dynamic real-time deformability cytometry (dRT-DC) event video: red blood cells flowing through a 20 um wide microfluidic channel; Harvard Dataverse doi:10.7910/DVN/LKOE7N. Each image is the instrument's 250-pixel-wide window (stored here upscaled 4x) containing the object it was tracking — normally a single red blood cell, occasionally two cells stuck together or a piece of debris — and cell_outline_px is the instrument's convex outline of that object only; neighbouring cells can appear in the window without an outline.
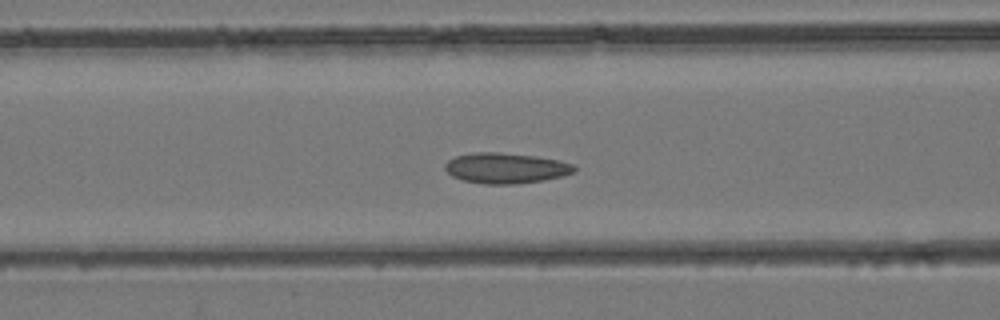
{"species": "common noctule bat (a hibernating species)", "species_latin": "Nyctalus noctula", "temperature_condition": "room temperature", "stored_images_in_passage": 43, "camera_frame_rate_fps": 3000, "um_per_image_px": 0.085, "animal": {"sex": "female", "body_mass_g": 24.6, "forearm_length_mm": 56.2}, "frame": {"image": 1, "passage_image": 17, "time_ms": 5.333, "image_size_px": [1000, 320], "cell_outline_px": [[576, 172], [544, 180], [512, 184], [484, 184], [464, 180], [452, 176], [444, 168], [444, 164], [448, 160], [456, 156], [472, 152], [500, 152], [536, 156], [556, 160], [572, 164], [576, 168]], "centroid_in_image_um": [42.96, 14.28], "position_along_channel_um": 123.6, "area_um2": 22.89}}
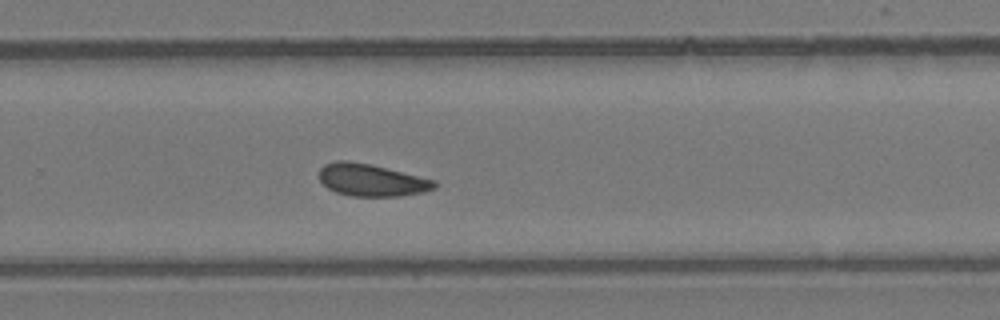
{"frame": {"image": 2, "passage_image": 28, "time_ms": 9.0, "image_size_px": [1000, 320], "cell_outline_px": [[436, 188], [424, 192], [400, 196], [348, 196], [336, 192], [328, 188], [320, 180], [320, 168], [324, 164], [336, 160], [348, 160], [368, 164], [436, 180]], "centroid_in_image_um": [31.57, 15.31], "position_along_channel_um": 298.2, "area_um2": 21.56}}
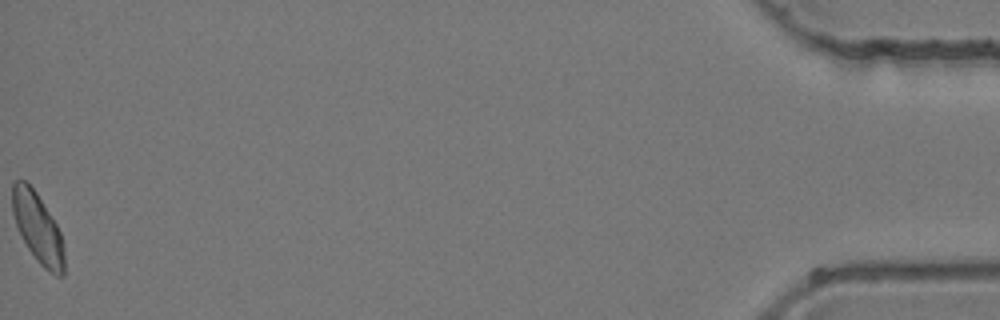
{"frame": {"image": 3, "passage_image": 43, "time_ms": 14.0, "image_size_px": [1000, 320], "cell_outline_px": [[64, 276], [56, 276], [44, 268], [36, 260], [28, 248], [16, 224], [12, 212], [12, 180], [24, 180], [36, 192], [56, 224], [60, 232], [64, 248]], "centroid_in_image_um": [3.21, 19.38], "position_along_channel_um": 432.0, "area_um2": 20.92}}